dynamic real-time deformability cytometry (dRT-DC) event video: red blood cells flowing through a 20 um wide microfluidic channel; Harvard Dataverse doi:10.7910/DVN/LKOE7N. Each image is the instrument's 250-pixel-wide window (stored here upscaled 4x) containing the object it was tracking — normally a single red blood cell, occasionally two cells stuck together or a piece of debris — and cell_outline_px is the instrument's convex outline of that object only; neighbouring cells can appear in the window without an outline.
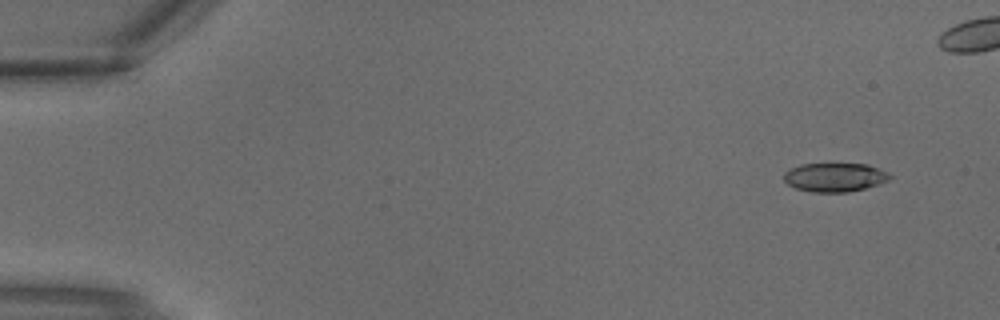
{"species": "common noctule bat (a hibernating species)", "species_latin": "Nyctalus noctula", "temperature_condition": "warm", "stored_images_in_passage": 3, "camera_frame_rate_fps": 3000, "um_per_image_px": 0.085, "animal": {"sex": "male", "body_mass_g": 18.8}, "frame": {"image": 1, "passage_image": 1, "time_ms": 0.0, "image_size_px": [1000, 320], "cell_outline_px": [[892, 176], [888, 180], [880, 184], [848, 192], [812, 192], [796, 188], [788, 184], [784, 180], [784, 172], [800, 164], [868, 164], [880, 168], [888, 172]], "centroid_in_image_um": [70.98, 15.06], "position_along_channel_um": 14.0, "area_um2": 17.8}}